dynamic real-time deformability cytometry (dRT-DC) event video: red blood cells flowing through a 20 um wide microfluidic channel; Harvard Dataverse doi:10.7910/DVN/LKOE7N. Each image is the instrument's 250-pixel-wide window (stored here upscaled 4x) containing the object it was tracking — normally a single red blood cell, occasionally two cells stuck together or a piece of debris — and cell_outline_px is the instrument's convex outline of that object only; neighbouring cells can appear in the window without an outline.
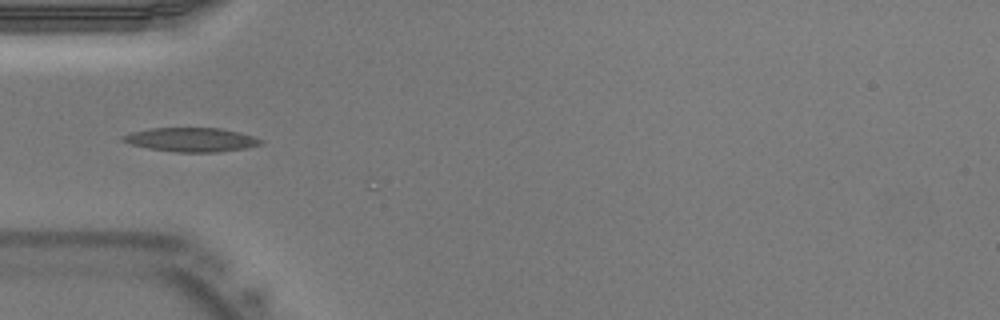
{"species": "Egyptian fruit bat (a non-hibernating species)", "species_latin": "Rousettus aegyptiacus", "temperature_condition": "warm", "stored_images_in_passage": 4, "camera_frame_rate_fps": 3000, "um_per_image_px": 0.085, "animal": {"sex": "male"}, "frame": {"image": 1, "passage_image": 3, "time_ms": 0.667, "image_size_px": [1000, 320], "cell_outline_px": [[264, 140], [260, 144], [248, 148], [216, 152], [176, 152], [148, 148], [132, 144], [120, 140], [120, 136], [132, 132], [152, 128], [220, 128], [240, 132]], "centroid_in_image_um": [16.26, 11.87], "position_along_channel_um": 68.7, "area_um2": 19.25}}